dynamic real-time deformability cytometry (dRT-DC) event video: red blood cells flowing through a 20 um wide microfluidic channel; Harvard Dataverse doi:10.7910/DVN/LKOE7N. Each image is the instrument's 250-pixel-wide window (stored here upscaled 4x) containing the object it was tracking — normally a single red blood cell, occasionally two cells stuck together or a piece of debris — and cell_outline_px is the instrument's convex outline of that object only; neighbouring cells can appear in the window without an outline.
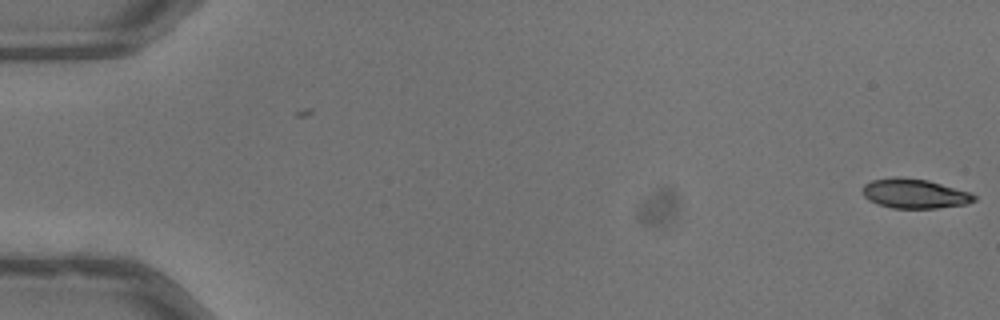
{"species": "common noctule bat (a hibernating species)", "species_latin": "Nyctalus noctula", "temperature_condition": "warm", "stored_images_in_passage": 2, "camera_frame_rate_fps": 3000, "um_per_image_px": 0.085, "animal": {"sex": "male", "body_mass_g": 13.3}, "frame": {"image": 1, "passage_image": 2, "time_ms": 0.333, "image_size_px": [1000, 320], "cell_outline_px": [[976, 200], [968, 204], [936, 208], [892, 208], [868, 200], [864, 196], [864, 184], [872, 180], [896, 176], [900, 176], [928, 180], [972, 192], [976, 196]], "centroid_in_image_um": [77.79, 16.45], "position_along_channel_um": 7.2, "area_um2": 19.31}}